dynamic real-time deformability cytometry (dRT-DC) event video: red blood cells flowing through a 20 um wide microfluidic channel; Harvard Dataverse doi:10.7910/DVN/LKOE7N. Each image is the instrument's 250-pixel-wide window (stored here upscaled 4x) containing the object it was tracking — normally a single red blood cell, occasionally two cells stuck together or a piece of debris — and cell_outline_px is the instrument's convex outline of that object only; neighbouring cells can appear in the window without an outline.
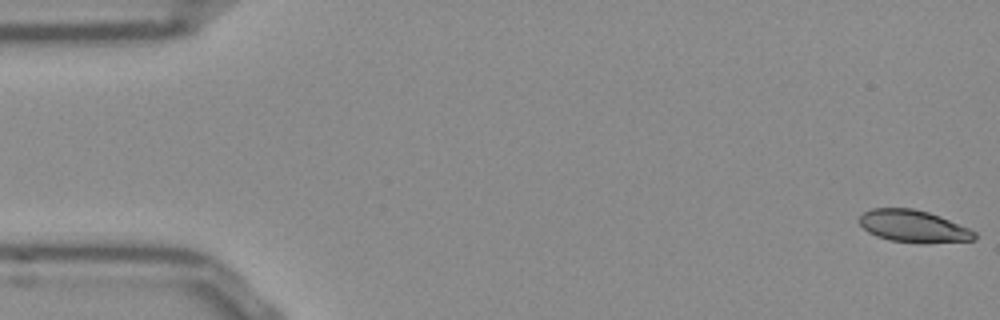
{"species": "Egyptian fruit bat (a non-hibernating species)", "species_latin": "Rousettus aegyptiacus", "temperature_condition": "room temperature", "stored_images_in_passage": 45, "camera_frame_rate_fps": 3000, "um_per_image_px": 0.085, "frame": {"image": 1, "passage_image": 1, "time_ms": 0.0, "image_size_px": [1000, 320], "cell_outline_px": [[976, 240], [924, 244], [888, 240], [876, 236], [868, 232], [860, 224], [860, 216], [864, 212], [872, 208], [912, 208], [928, 212], [940, 216], [968, 228], [976, 232]], "centroid_in_image_um": [77.66, 19.25], "position_along_channel_um": 7.3, "area_um2": 21.73}}
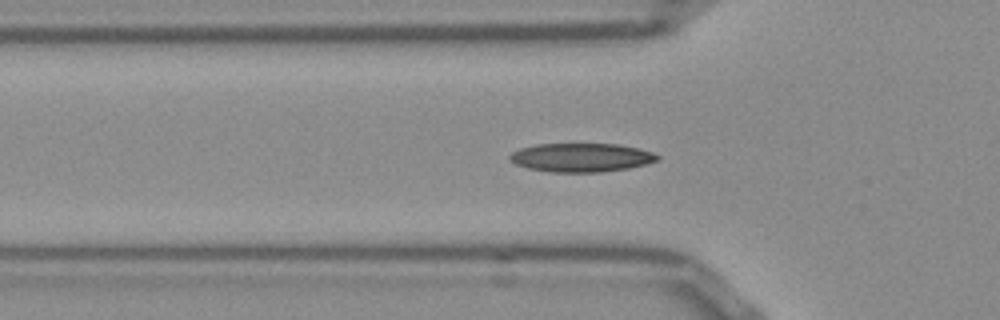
{"frame": {"image": 2, "passage_image": 17, "time_ms": 5.333, "image_size_px": [1000, 320], "cell_outline_px": [[660, 160], [648, 164], [628, 168], [600, 172], [552, 172], [528, 168], [516, 164], [508, 156], [512, 152], [520, 148], [536, 144], [620, 144], [652, 152], [660, 156]], "centroid_in_image_um": [49.44, 13.39], "position_along_channel_um": 76.4, "area_um2": 24.68}}
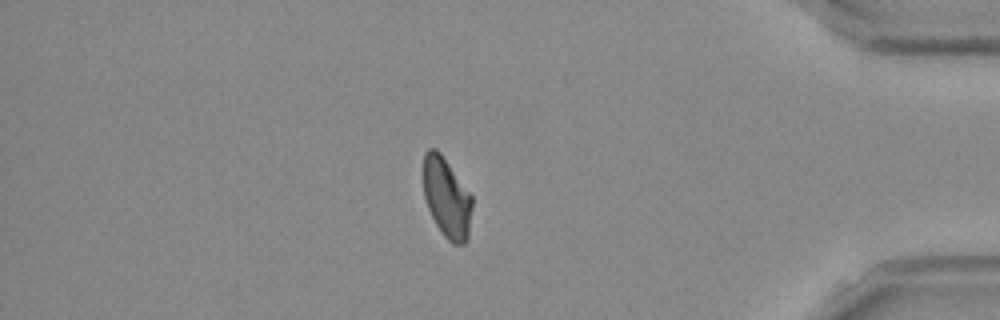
{"frame": {"image": 3, "passage_image": 45, "time_ms": 14.667, "image_size_px": [1000, 320], "cell_outline_px": [[472, 208], [468, 240], [464, 244], [452, 244], [444, 236], [436, 224], [428, 208], [424, 196], [424, 152], [428, 148], [436, 148], [440, 152], [472, 196]], "centroid_in_image_um": [37.98, 16.82], "position_along_channel_um": 397.2, "area_um2": 22.66}, "authors_computed_cell_mechanics": {"area_um2": 23.2356, "velocity_mm_per_s": 3.8382, "shape_relaxation_time_tau1_ms": 6.1389, "shape_relaxation_time_tau2_ms": 3.7557, "deformation_change_tau1": 0.1584, "deformation_change_tau2": 0.0865}}